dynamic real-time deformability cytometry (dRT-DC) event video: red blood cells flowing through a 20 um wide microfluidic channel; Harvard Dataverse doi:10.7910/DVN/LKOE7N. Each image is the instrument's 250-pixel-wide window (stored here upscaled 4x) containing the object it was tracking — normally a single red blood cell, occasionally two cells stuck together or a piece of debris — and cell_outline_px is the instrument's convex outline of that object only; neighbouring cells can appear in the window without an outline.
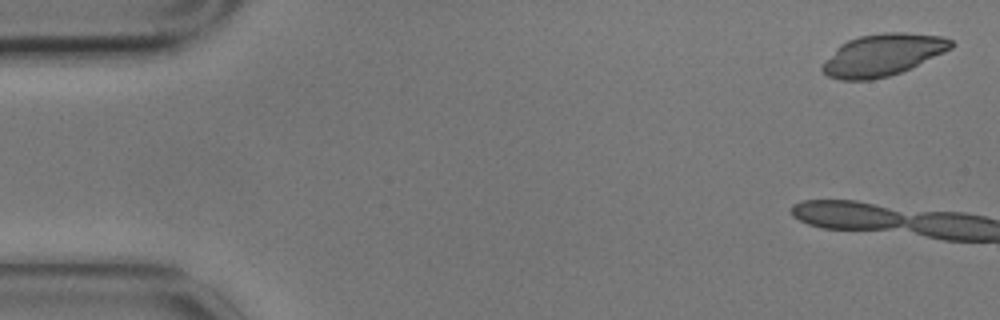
{"species": "common noctule bat (a hibernating species)", "species_latin": "Nyctalus noctula", "temperature_condition": "cold", "stored_images_in_passage": 3, "camera_frame_rate_fps": 3000, "um_per_image_px": 0.085, "animal": {"sex": "male", "body_mass_g": 17.9}, "frame": {"image": 1, "passage_image": 1, "time_ms": 0.0, "image_size_px": [1000, 320], "cell_outline_px": [[956, 44], [952, 48], [944, 52], [900, 72], [888, 76], [872, 80], [840, 80], [828, 76], [820, 68], [836, 48], [840, 44], [848, 40], [860, 36], [884, 32], [904, 32], [944, 36], [952, 40]], "centroid_in_image_um": [75.04, 4.66], "position_along_channel_um": 10.0, "area_um2": 31.27}}